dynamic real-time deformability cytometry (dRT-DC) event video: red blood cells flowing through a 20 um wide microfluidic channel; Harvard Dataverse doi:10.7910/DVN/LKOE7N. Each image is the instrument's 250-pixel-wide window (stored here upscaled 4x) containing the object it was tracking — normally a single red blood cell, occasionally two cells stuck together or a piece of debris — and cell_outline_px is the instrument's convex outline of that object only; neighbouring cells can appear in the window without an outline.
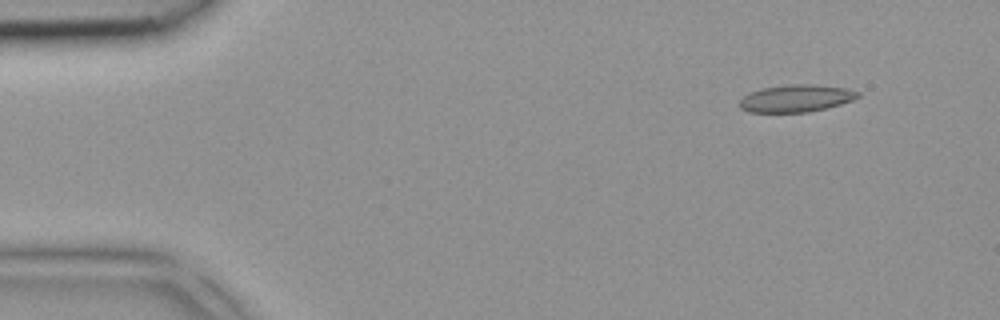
{"species": "common noctule bat (a hibernating species)", "species_latin": "Nyctalus noctula", "temperature_condition": "room temperature", "stored_images_in_passage": 2, "camera_frame_rate_fps": 3000, "um_per_image_px": 0.085, "animal": {"sex": "female", "body_mass_g": 18.4}, "frame": {"image": 1, "passage_image": 1, "time_ms": 0.0, "image_size_px": [1000, 320], "cell_outline_px": [[860, 96], [852, 100], [828, 108], [808, 112], [748, 112], [740, 108], [740, 100], [748, 92], [760, 88], [788, 84], [816, 84], [844, 88], [860, 92]], "centroid_in_image_um": [67.65, 8.35], "position_along_channel_um": 17.4, "area_um2": 18.96}}